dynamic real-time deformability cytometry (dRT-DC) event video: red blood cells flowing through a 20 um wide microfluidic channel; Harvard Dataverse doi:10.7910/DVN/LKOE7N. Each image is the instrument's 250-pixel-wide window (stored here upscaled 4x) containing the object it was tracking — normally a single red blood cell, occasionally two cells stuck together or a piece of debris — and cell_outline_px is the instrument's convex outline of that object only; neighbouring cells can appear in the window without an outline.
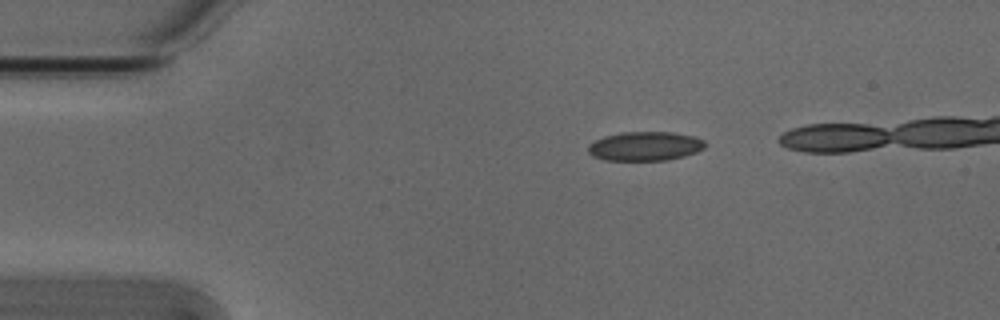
{"species": "Egyptian fruit bat (a non-hibernating species)", "species_latin": "Rousettus aegyptiacus", "temperature_condition": "cold", "stored_images_in_passage": 8, "segment_of_instrument_passage": [1, 2], "camera_frame_rate_fps": 3000, "um_per_image_px": 0.085, "animal": {"sex": "male"}, "frame": {"image": 1, "passage_image": 2, "time_ms": 0.333, "image_size_px": [1000, 320], "cell_outline_px": [[708, 144], [704, 148], [696, 152], [684, 156], [664, 160], [604, 160], [592, 156], [588, 152], [588, 144], [604, 136], [620, 132], [672, 132], [692, 136], [704, 140]], "centroid_in_image_um": [54.82, 12.42], "position_along_channel_um": 30.2, "area_um2": 19.88}}
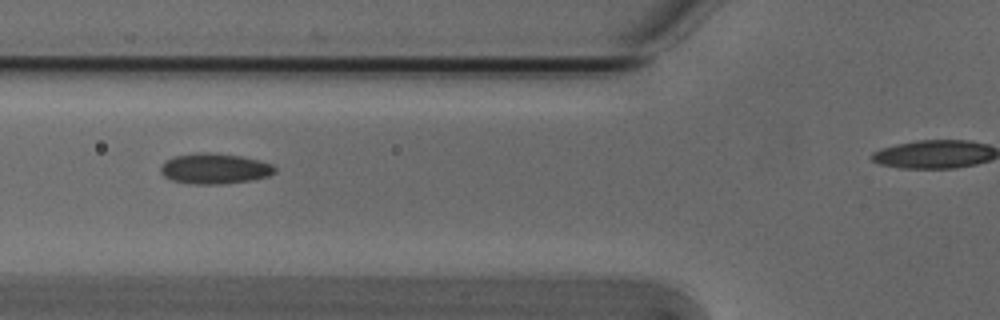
{"frame": {"image": 2, "passage_image": 5, "time_ms": 1.333, "image_size_px": [1000, 320], "cell_outline_px": [[276, 172], [268, 176], [252, 180], [220, 184], [192, 184], [172, 180], [164, 176], [160, 172], [160, 168], [164, 160], [172, 156], [196, 152], [208, 152], [240, 156], [260, 160], [272, 164], [276, 168]], "centroid_in_image_um": [18.22, 14.32], "position_along_channel_um": 107.6, "area_um2": 20.52}}
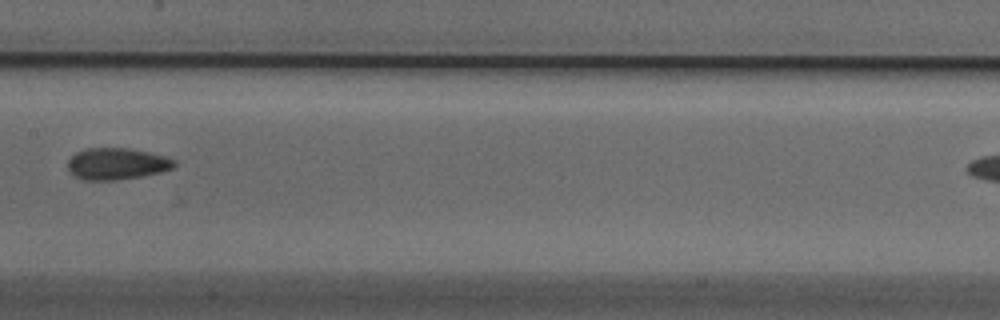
{"frame": {"image": 3, "passage_image": 7, "time_ms": 2.0, "image_size_px": [1000, 320], "cell_outline_px": [[176, 168], [144, 176], [116, 180], [84, 180], [76, 176], [68, 168], [68, 160], [76, 152], [84, 148], [128, 148], [148, 152], [164, 156], [176, 160]], "centroid_in_image_um": [9.96, 13.92], "position_along_channel_um": 197.4, "area_um2": 19.71}}